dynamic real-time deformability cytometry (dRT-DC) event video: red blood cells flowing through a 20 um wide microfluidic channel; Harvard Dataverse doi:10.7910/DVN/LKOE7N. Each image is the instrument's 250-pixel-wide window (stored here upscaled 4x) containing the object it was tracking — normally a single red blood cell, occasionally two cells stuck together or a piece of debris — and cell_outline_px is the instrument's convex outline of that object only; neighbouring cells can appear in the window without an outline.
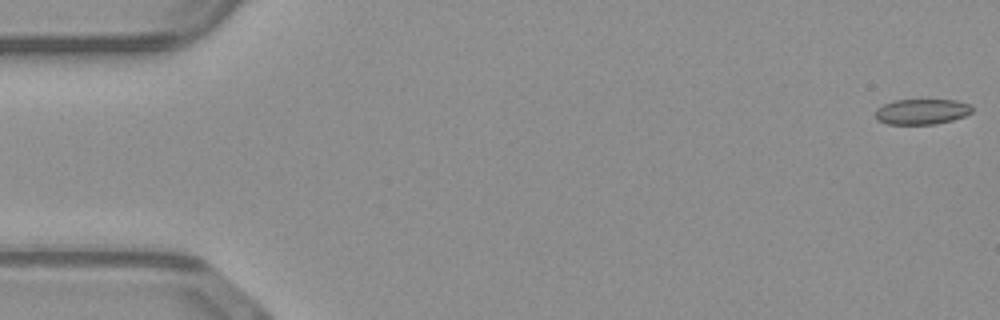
{"species": "common noctule bat (a hibernating species)", "species_latin": "Nyctalus noctula", "temperature_condition": "warm", "stored_images_in_passage": 13, "camera_frame_rate_fps": 3000, "um_per_image_px": 0.085, "animal": {"sex": "male", "body_mass_g": 23.1, "forearm_length_mm": 52.7}, "frame": {"image": 1, "passage_image": 1, "time_ms": 0.0, "image_size_px": [1000, 320], "cell_outline_px": [[972, 112], [964, 116], [952, 120], [936, 124], [888, 124], [876, 120], [876, 108], [892, 100], [956, 100], [968, 104], [972, 108]], "centroid_in_image_um": [78.32, 9.49], "position_along_channel_um": 6.7, "area_um2": 14.33}}